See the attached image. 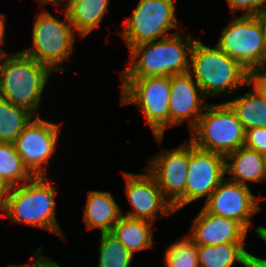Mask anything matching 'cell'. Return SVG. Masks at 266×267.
Returning a JSON list of instances; mask_svg holds the SVG:
<instances>
[{
	"label": "cell",
	"mask_w": 266,
	"mask_h": 267,
	"mask_svg": "<svg viewBox=\"0 0 266 267\" xmlns=\"http://www.w3.org/2000/svg\"><path fill=\"white\" fill-rule=\"evenodd\" d=\"M43 248L40 246L34 252V255L28 260V263L19 265H10L8 267H45V255L42 254Z\"/></svg>",
	"instance_id": "cell-29"
},
{
	"label": "cell",
	"mask_w": 266,
	"mask_h": 267,
	"mask_svg": "<svg viewBox=\"0 0 266 267\" xmlns=\"http://www.w3.org/2000/svg\"><path fill=\"white\" fill-rule=\"evenodd\" d=\"M244 146L259 153L266 152V128L245 130Z\"/></svg>",
	"instance_id": "cell-28"
},
{
	"label": "cell",
	"mask_w": 266,
	"mask_h": 267,
	"mask_svg": "<svg viewBox=\"0 0 266 267\" xmlns=\"http://www.w3.org/2000/svg\"><path fill=\"white\" fill-rule=\"evenodd\" d=\"M35 115L0 97V142L13 143Z\"/></svg>",
	"instance_id": "cell-23"
},
{
	"label": "cell",
	"mask_w": 266,
	"mask_h": 267,
	"mask_svg": "<svg viewBox=\"0 0 266 267\" xmlns=\"http://www.w3.org/2000/svg\"><path fill=\"white\" fill-rule=\"evenodd\" d=\"M68 0H37L41 4H51L55 7H59L60 5L63 6Z\"/></svg>",
	"instance_id": "cell-34"
},
{
	"label": "cell",
	"mask_w": 266,
	"mask_h": 267,
	"mask_svg": "<svg viewBox=\"0 0 266 267\" xmlns=\"http://www.w3.org/2000/svg\"><path fill=\"white\" fill-rule=\"evenodd\" d=\"M175 0H139L131 17L118 34L128 50L145 42L171 36L181 30L176 17ZM170 30H175L174 33Z\"/></svg>",
	"instance_id": "cell-9"
},
{
	"label": "cell",
	"mask_w": 266,
	"mask_h": 267,
	"mask_svg": "<svg viewBox=\"0 0 266 267\" xmlns=\"http://www.w3.org/2000/svg\"><path fill=\"white\" fill-rule=\"evenodd\" d=\"M231 13L242 11V15H258L266 10V0H226Z\"/></svg>",
	"instance_id": "cell-27"
},
{
	"label": "cell",
	"mask_w": 266,
	"mask_h": 267,
	"mask_svg": "<svg viewBox=\"0 0 266 267\" xmlns=\"http://www.w3.org/2000/svg\"><path fill=\"white\" fill-rule=\"evenodd\" d=\"M33 177L24 166L14 144L0 142V180L10 188L22 185Z\"/></svg>",
	"instance_id": "cell-24"
},
{
	"label": "cell",
	"mask_w": 266,
	"mask_h": 267,
	"mask_svg": "<svg viewBox=\"0 0 266 267\" xmlns=\"http://www.w3.org/2000/svg\"><path fill=\"white\" fill-rule=\"evenodd\" d=\"M8 189V186L0 180V211L5 205Z\"/></svg>",
	"instance_id": "cell-32"
},
{
	"label": "cell",
	"mask_w": 266,
	"mask_h": 267,
	"mask_svg": "<svg viewBox=\"0 0 266 267\" xmlns=\"http://www.w3.org/2000/svg\"><path fill=\"white\" fill-rule=\"evenodd\" d=\"M164 253L166 267H199L197 244L188 235L170 244Z\"/></svg>",
	"instance_id": "cell-26"
},
{
	"label": "cell",
	"mask_w": 266,
	"mask_h": 267,
	"mask_svg": "<svg viewBox=\"0 0 266 267\" xmlns=\"http://www.w3.org/2000/svg\"><path fill=\"white\" fill-rule=\"evenodd\" d=\"M262 22L263 30H264V35L266 37V10L264 12H261L257 15Z\"/></svg>",
	"instance_id": "cell-36"
},
{
	"label": "cell",
	"mask_w": 266,
	"mask_h": 267,
	"mask_svg": "<svg viewBox=\"0 0 266 267\" xmlns=\"http://www.w3.org/2000/svg\"><path fill=\"white\" fill-rule=\"evenodd\" d=\"M56 191L48 176H36L8 189L1 211L13 223H21L52 232L62 239L64 233L56 218Z\"/></svg>",
	"instance_id": "cell-2"
},
{
	"label": "cell",
	"mask_w": 266,
	"mask_h": 267,
	"mask_svg": "<svg viewBox=\"0 0 266 267\" xmlns=\"http://www.w3.org/2000/svg\"><path fill=\"white\" fill-rule=\"evenodd\" d=\"M145 172L136 174L123 172L125 178V193L130 203L131 211L124 216L147 220L154 223L158 216H171L175 211L164 198L155 177L144 168Z\"/></svg>",
	"instance_id": "cell-13"
},
{
	"label": "cell",
	"mask_w": 266,
	"mask_h": 267,
	"mask_svg": "<svg viewBox=\"0 0 266 267\" xmlns=\"http://www.w3.org/2000/svg\"><path fill=\"white\" fill-rule=\"evenodd\" d=\"M123 212L108 191H88L83 221L88 230L99 228L100 233L111 232Z\"/></svg>",
	"instance_id": "cell-17"
},
{
	"label": "cell",
	"mask_w": 266,
	"mask_h": 267,
	"mask_svg": "<svg viewBox=\"0 0 266 267\" xmlns=\"http://www.w3.org/2000/svg\"><path fill=\"white\" fill-rule=\"evenodd\" d=\"M182 33L181 30L171 36L133 46L129 50V66L120 72L121 78L170 77L188 73L196 39Z\"/></svg>",
	"instance_id": "cell-1"
},
{
	"label": "cell",
	"mask_w": 266,
	"mask_h": 267,
	"mask_svg": "<svg viewBox=\"0 0 266 267\" xmlns=\"http://www.w3.org/2000/svg\"><path fill=\"white\" fill-rule=\"evenodd\" d=\"M45 267H61L56 261L45 256Z\"/></svg>",
	"instance_id": "cell-37"
},
{
	"label": "cell",
	"mask_w": 266,
	"mask_h": 267,
	"mask_svg": "<svg viewBox=\"0 0 266 267\" xmlns=\"http://www.w3.org/2000/svg\"><path fill=\"white\" fill-rule=\"evenodd\" d=\"M187 235L197 245L246 243L248 231L237 221L209 213L203 206Z\"/></svg>",
	"instance_id": "cell-16"
},
{
	"label": "cell",
	"mask_w": 266,
	"mask_h": 267,
	"mask_svg": "<svg viewBox=\"0 0 266 267\" xmlns=\"http://www.w3.org/2000/svg\"><path fill=\"white\" fill-rule=\"evenodd\" d=\"M266 96V76L264 74L252 75L251 80Z\"/></svg>",
	"instance_id": "cell-31"
},
{
	"label": "cell",
	"mask_w": 266,
	"mask_h": 267,
	"mask_svg": "<svg viewBox=\"0 0 266 267\" xmlns=\"http://www.w3.org/2000/svg\"><path fill=\"white\" fill-rule=\"evenodd\" d=\"M61 124L35 116L13 142L24 166L34 176H48V164L57 150Z\"/></svg>",
	"instance_id": "cell-10"
},
{
	"label": "cell",
	"mask_w": 266,
	"mask_h": 267,
	"mask_svg": "<svg viewBox=\"0 0 266 267\" xmlns=\"http://www.w3.org/2000/svg\"><path fill=\"white\" fill-rule=\"evenodd\" d=\"M246 243L197 245L199 267H232L238 263L247 267Z\"/></svg>",
	"instance_id": "cell-22"
},
{
	"label": "cell",
	"mask_w": 266,
	"mask_h": 267,
	"mask_svg": "<svg viewBox=\"0 0 266 267\" xmlns=\"http://www.w3.org/2000/svg\"><path fill=\"white\" fill-rule=\"evenodd\" d=\"M5 15L0 13V46H3L5 40V26H6ZM1 49V48H0Z\"/></svg>",
	"instance_id": "cell-33"
},
{
	"label": "cell",
	"mask_w": 266,
	"mask_h": 267,
	"mask_svg": "<svg viewBox=\"0 0 266 267\" xmlns=\"http://www.w3.org/2000/svg\"><path fill=\"white\" fill-rule=\"evenodd\" d=\"M249 186L230 181L225 177L204 203L203 207L211 214L233 219L247 231L253 228L251 219L261 210L259 201Z\"/></svg>",
	"instance_id": "cell-12"
},
{
	"label": "cell",
	"mask_w": 266,
	"mask_h": 267,
	"mask_svg": "<svg viewBox=\"0 0 266 267\" xmlns=\"http://www.w3.org/2000/svg\"><path fill=\"white\" fill-rule=\"evenodd\" d=\"M5 53H6V51H4L3 49H0V62H1V59Z\"/></svg>",
	"instance_id": "cell-39"
},
{
	"label": "cell",
	"mask_w": 266,
	"mask_h": 267,
	"mask_svg": "<svg viewBox=\"0 0 266 267\" xmlns=\"http://www.w3.org/2000/svg\"><path fill=\"white\" fill-rule=\"evenodd\" d=\"M145 168L155 177L164 198L175 213L185 207V189L189 166V141L174 149H162L149 158Z\"/></svg>",
	"instance_id": "cell-11"
},
{
	"label": "cell",
	"mask_w": 266,
	"mask_h": 267,
	"mask_svg": "<svg viewBox=\"0 0 266 267\" xmlns=\"http://www.w3.org/2000/svg\"><path fill=\"white\" fill-rule=\"evenodd\" d=\"M170 91V127L188 119L191 131L209 104L205 103L206 97L189 72L170 76Z\"/></svg>",
	"instance_id": "cell-15"
},
{
	"label": "cell",
	"mask_w": 266,
	"mask_h": 267,
	"mask_svg": "<svg viewBox=\"0 0 266 267\" xmlns=\"http://www.w3.org/2000/svg\"><path fill=\"white\" fill-rule=\"evenodd\" d=\"M249 86L252 88L247 93L226 103L235 112L245 130L266 128V96L252 81Z\"/></svg>",
	"instance_id": "cell-20"
},
{
	"label": "cell",
	"mask_w": 266,
	"mask_h": 267,
	"mask_svg": "<svg viewBox=\"0 0 266 267\" xmlns=\"http://www.w3.org/2000/svg\"><path fill=\"white\" fill-rule=\"evenodd\" d=\"M110 0H68L62 8L80 38L88 36L99 26L108 10Z\"/></svg>",
	"instance_id": "cell-19"
},
{
	"label": "cell",
	"mask_w": 266,
	"mask_h": 267,
	"mask_svg": "<svg viewBox=\"0 0 266 267\" xmlns=\"http://www.w3.org/2000/svg\"><path fill=\"white\" fill-rule=\"evenodd\" d=\"M98 267H132L134 255L110 232L99 238Z\"/></svg>",
	"instance_id": "cell-25"
},
{
	"label": "cell",
	"mask_w": 266,
	"mask_h": 267,
	"mask_svg": "<svg viewBox=\"0 0 266 267\" xmlns=\"http://www.w3.org/2000/svg\"><path fill=\"white\" fill-rule=\"evenodd\" d=\"M247 267H266V259L247 253Z\"/></svg>",
	"instance_id": "cell-30"
},
{
	"label": "cell",
	"mask_w": 266,
	"mask_h": 267,
	"mask_svg": "<svg viewBox=\"0 0 266 267\" xmlns=\"http://www.w3.org/2000/svg\"><path fill=\"white\" fill-rule=\"evenodd\" d=\"M59 13L64 14V20L54 17L45 8L40 10L32 28V47L21 51L47 66L53 73L66 70L60 64L68 61L73 54L77 35L66 10L63 8Z\"/></svg>",
	"instance_id": "cell-5"
},
{
	"label": "cell",
	"mask_w": 266,
	"mask_h": 267,
	"mask_svg": "<svg viewBox=\"0 0 266 267\" xmlns=\"http://www.w3.org/2000/svg\"><path fill=\"white\" fill-rule=\"evenodd\" d=\"M147 220L122 215L115 223L112 233L133 255L153 247V226Z\"/></svg>",
	"instance_id": "cell-21"
},
{
	"label": "cell",
	"mask_w": 266,
	"mask_h": 267,
	"mask_svg": "<svg viewBox=\"0 0 266 267\" xmlns=\"http://www.w3.org/2000/svg\"><path fill=\"white\" fill-rule=\"evenodd\" d=\"M216 45L252 75L266 71V37L257 15H236Z\"/></svg>",
	"instance_id": "cell-8"
},
{
	"label": "cell",
	"mask_w": 266,
	"mask_h": 267,
	"mask_svg": "<svg viewBox=\"0 0 266 267\" xmlns=\"http://www.w3.org/2000/svg\"><path fill=\"white\" fill-rule=\"evenodd\" d=\"M223 155L196 148L189 140V166L185 206L206 197L205 202L226 177Z\"/></svg>",
	"instance_id": "cell-14"
},
{
	"label": "cell",
	"mask_w": 266,
	"mask_h": 267,
	"mask_svg": "<svg viewBox=\"0 0 266 267\" xmlns=\"http://www.w3.org/2000/svg\"><path fill=\"white\" fill-rule=\"evenodd\" d=\"M53 72L23 52L5 53L0 62V97L35 116Z\"/></svg>",
	"instance_id": "cell-3"
},
{
	"label": "cell",
	"mask_w": 266,
	"mask_h": 267,
	"mask_svg": "<svg viewBox=\"0 0 266 267\" xmlns=\"http://www.w3.org/2000/svg\"><path fill=\"white\" fill-rule=\"evenodd\" d=\"M189 73L206 98L237 94L252 80V74L217 45L210 47L197 40L191 50Z\"/></svg>",
	"instance_id": "cell-4"
},
{
	"label": "cell",
	"mask_w": 266,
	"mask_h": 267,
	"mask_svg": "<svg viewBox=\"0 0 266 267\" xmlns=\"http://www.w3.org/2000/svg\"><path fill=\"white\" fill-rule=\"evenodd\" d=\"M263 162H264V169H265V173H266V152L263 153Z\"/></svg>",
	"instance_id": "cell-38"
},
{
	"label": "cell",
	"mask_w": 266,
	"mask_h": 267,
	"mask_svg": "<svg viewBox=\"0 0 266 267\" xmlns=\"http://www.w3.org/2000/svg\"><path fill=\"white\" fill-rule=\"evenodd\" d=\"M190 141L198 149L226 157L244 146L245 129L225 101L208 104L191 130Z\"/></svg>",
	"instance_id": "cell-6"
},
{
	"label": "cell",
	"mask_w": 266,
	"mask_h": 267,
	"mask_svg": "<svg viewBox=\"0 0 266 267\" xmlns=\"http://www.w3.org/2000/svg\"><path fill=\"white\" fill-rule=\"evenodd\" d=\"M121 80V104L137 105L142 110L156 141L162 144L164 133L170 128V77L121 78Z\"/></svg>",
	"instance_id": "cell-7"
},
{
	"label": "cell",
	"mask_w": 266,
	"mask_h": 267,
	"mask_svg": "<svg viewBox=\"0 0 266 267\" xmlns=\"http://www.w3.org/2000/svg\"><path fill=\"white\" fill-rule=\"evenodd\" d=\"M255 230L257 236L266 243V226H257Z\"/></svg>",
	"instance_id": "cell-35"
},
{
	"label": "cell",
	"mask_w": 266,
	"mask_h": 267,
	"mask_svg": "<svg viewBox=\"0 0 266 267\" xmlns=\"http://www.w3.org/2000/svg\"><path fill=\"white\" fill-rule=\"evenodd\" d=\"M225 169L226 175H231L227 179L245 186H249L248 182L266 181L263 154L245 146L225 157Z\"/></svg>",
	"instance_id": "cell-18"
}]
</instances>
